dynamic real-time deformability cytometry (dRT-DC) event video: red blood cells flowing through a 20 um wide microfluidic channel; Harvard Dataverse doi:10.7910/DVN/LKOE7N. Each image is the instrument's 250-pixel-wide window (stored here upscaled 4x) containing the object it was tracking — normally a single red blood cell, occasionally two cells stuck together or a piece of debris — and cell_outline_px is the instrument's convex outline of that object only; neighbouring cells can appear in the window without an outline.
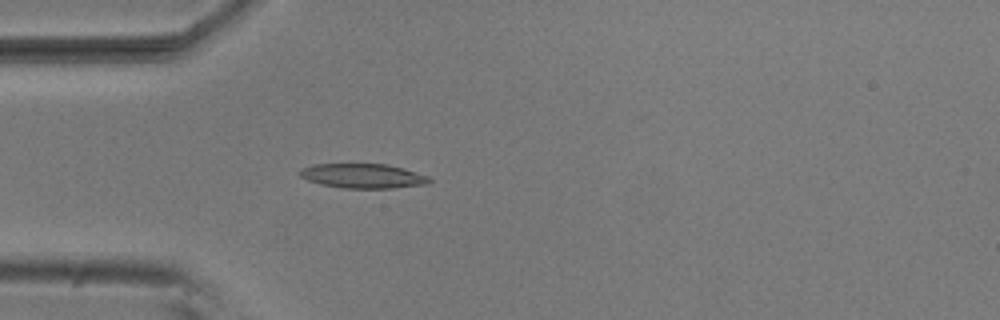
{"species": "common noctule bat (a hibernating species)", "species_latin": "Nyctalus noctula", "temperature_condition": "room temperature", "stored_images_in_passage": 2, "camera_frame_rate_fps": 3000, "um_per_image_px": 0.085, "animal": {"sex": "male", "body_mass_g": 20.5, "forearm_length_mm": 52.5}, "frame": {"image": 1, "passage_image": 2, "time_ms": 0.333, "image_size_px": [1000, 320], "cell_outline_px": [[432, 180], [428, 184], [392, 188], [344, 188], [320, 184], [308, 180], [300, 176], [300, 168], [312, 164], [388, 164], [404, 168], [428, 176]], "centroid_in_image_um": [30.86, 14.95], "position_along_channel_um": 54.1, "area_um2": 18.55}}